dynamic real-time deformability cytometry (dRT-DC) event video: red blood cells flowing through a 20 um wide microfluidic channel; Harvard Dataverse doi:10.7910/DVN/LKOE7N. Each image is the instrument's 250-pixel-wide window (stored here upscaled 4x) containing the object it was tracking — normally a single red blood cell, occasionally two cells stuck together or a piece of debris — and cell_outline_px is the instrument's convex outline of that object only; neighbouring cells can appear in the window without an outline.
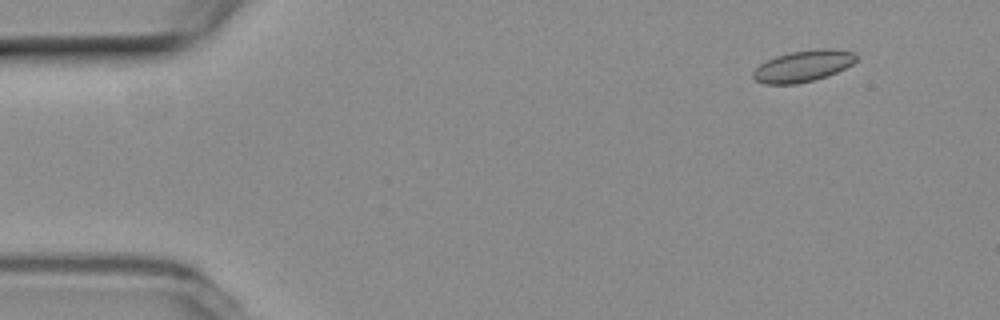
{"species": "common noctule bat (a hibernating species)", "species_latin": "Nyctalus noctula", "temperature_condition": "room temperature", "stored_images_in_passage": 51, "camera_frame_rate_fps": 3000, "um_per_image_px": 0.085, "animal": {"sex": "female", "body_mass_g": 19.3, "forearm_length_mm": 54.1}, "frame": {"image": 1, "passage_image": 2, "time_ms": 0.333, "image_size_px": [1000, 320], "cell_outline_px": [[856, 60], [852, 64], [828, 76], [816, 80], [796, 84], [764, 84], [756, 80], [752, 76], [752, 72], [760, 64], [776, 56], [792, 52], [816, 48], [828, 48], [852, 52], [856, 56]], "centroid_in_image_um": [68.25, 5.62], "position_along_channel_um": 16.8, "area_um2": 18.79}}
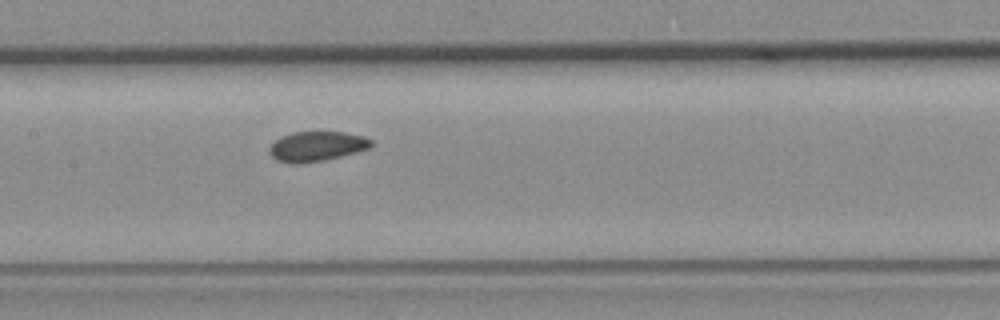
{"frame": {"image": 2, "passage_image": 23, "time_ms": 7.333, "image_size_px": [1000, 320], "cell_outline_px": [[372, 144], [368, 148], [356, 152], [324, 160], [300, 164], [292, 164], [276, 160], [268, 152], [268, 148], [280, 136], [292, 132], [344, 132], [364, 136], [372, 140]], "centroid_in_image_um": [26.88, 12.44], "position_along_channel_um": 180.5, "area_um2": 17.74}}
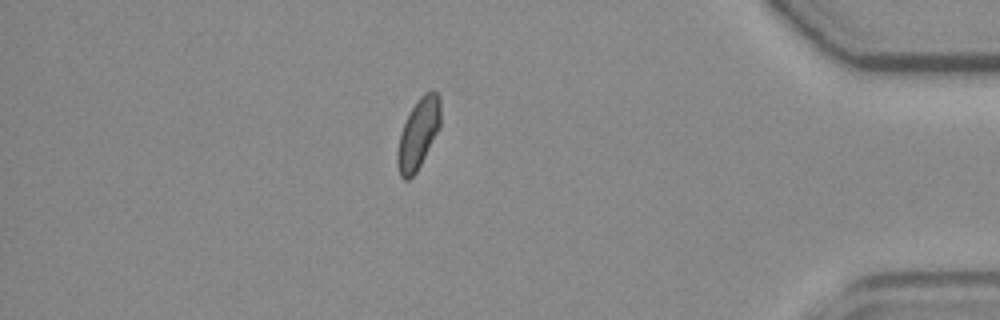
{"frame": {"image": 3, "passage_image": 44, "time_ms": 14.333, "image_size_px": [1000, 320], "cell_outline_px": [[440, 128], [416, 172], [408, 180], [404, 180], [400, 176], [396, 164], [396, 152], [400, 132], [412, 108], [420, 96], [424, 92], [432, 88], [440, 96]], "centroid_in_image_um": [35.55, 11.35], "position_along_channel_um": 399.7, "area_um2": 17.8}, "authors_computed_cell_mechanics": {"area_um2": 17.9758, "velocity_mm_per_s": 3.7434, "shape_relaxation_time_tau1_ms": 6.6005, "shape_relaxation_time_tau2_ms": null, "deformation_change_tau1": 0.0724, "deformation_change_tau2": null}}